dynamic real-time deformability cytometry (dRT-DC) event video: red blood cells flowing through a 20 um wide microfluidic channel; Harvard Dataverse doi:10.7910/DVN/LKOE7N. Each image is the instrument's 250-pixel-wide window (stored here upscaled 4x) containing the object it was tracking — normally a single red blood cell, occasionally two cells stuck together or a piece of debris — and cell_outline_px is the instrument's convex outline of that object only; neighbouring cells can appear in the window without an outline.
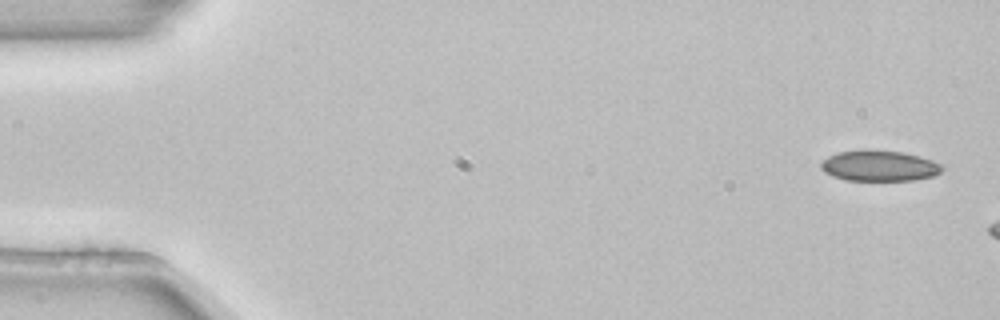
{"species": "common noctule bat (a hibernating species)", "species_latin": "Nyctalus noctula", "temperature_condition": "room temperature", "stored_images_in_passage": 3, "camera_frame_rate_fps": 3000, "um_per_image_px": 0.085, "animal": {"sex": "female", "body_mass_g": 22.7, "forearm_length_mm": 54.2}, "frame": {"image": 1, "passage_image": 1, "time_ms": 0.0, "image_size_px": [1000, 320], "cell_outline_px": [[944, 168], [940, 172], [932, 176], [916, 180], [844, 180], [832, 176], [824, 172], [820, 168], [820, 164], [828, 156], [836, 152], [868, 148], [904, 152], [920, 156], [932, 160], [940, 164]], "centroid_in_image_um": [74.71, 14.07], "position_along_channel_um": 10.3, "area_um2": 22.08}}